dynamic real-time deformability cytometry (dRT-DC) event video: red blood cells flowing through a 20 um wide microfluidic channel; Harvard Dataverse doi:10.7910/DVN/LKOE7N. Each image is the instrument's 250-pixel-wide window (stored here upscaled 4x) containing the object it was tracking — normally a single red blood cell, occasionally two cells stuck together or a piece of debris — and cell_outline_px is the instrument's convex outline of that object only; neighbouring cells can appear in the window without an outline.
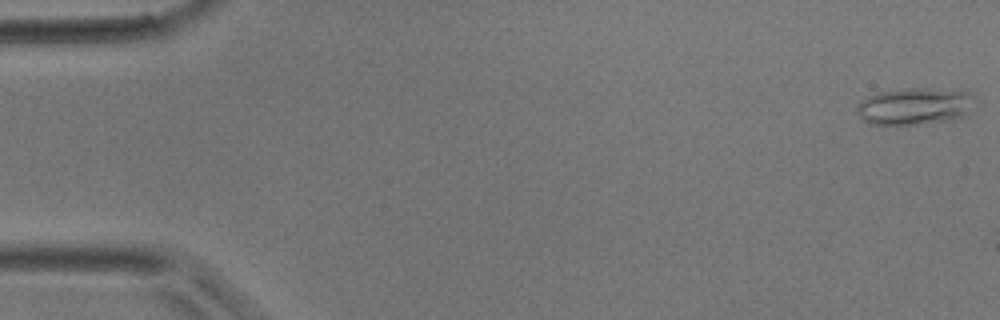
{"species": "common noctule bat (a hibernating species)", "species_latin": "Nyctalus noctula", "temperature_condition": "room temperature", "stored_images_in_passage": 34, "camera_frame_rate_fps": 3000, "um_per_image_px": 0.085, "animal": {"sex": "male", "body_mass_g": 17.9}, "frame": {"image": 1, "passage_image": 1, "time_ms": 0.0, "image_size_px": [1000, 320], "cell_outline_px": [[968, 92], [964, 112], [960, 116], [944, 120], [916, 124], [872, 124], [864, 120], [856, 112], [856, 104], [860, 100], [876, 92], [904, 88], [928, 88]], "centroid_in_image_um": [77.5, 9.01], "position_along_channel_um": 7.5, "area_um2": 24.22}}
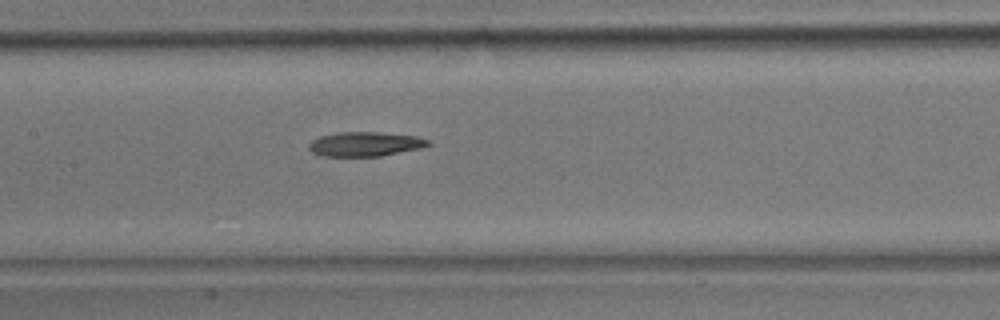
{"frame": {"image": 2, "passage_image": 18, "time_ms": 5.667, "image_size_px": [1000, 320], "cell_outline_px": [[432, 144], [420, 148], [380, 156], [320, 156], [312, 152], [308, 148], [308, 144], [312, 140], [320, 136], [336, 132], [376, 132], [416, 136], [428, 140]], "centroid_in_image_um": [30.99, 12.24], "position_along_channel_um": 176.4, "area_um2": 16.94}}
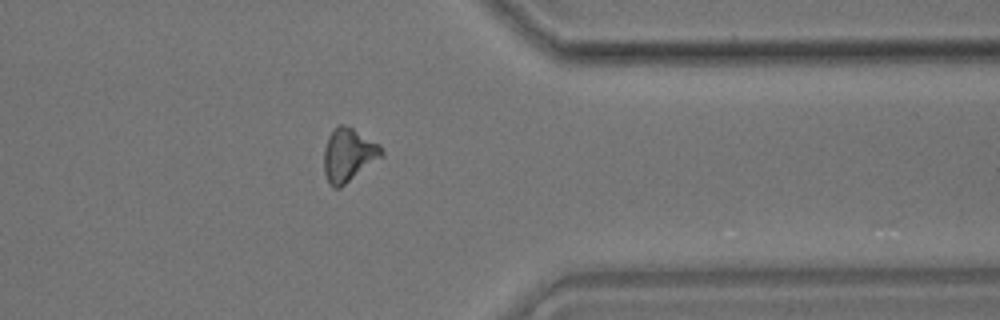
{"frame": {"image": 3, "passage_image": 30, "time_ms": 9.667, "image_size_px": [1000, 320], "cell_outline_px": [[384, 156], [340, 188], [332, 188], [328, 184], [324, 172], [324, 148], [328, 136], [340, 124], [344, 124], [352, 128], [380, 144], [384, 152]], "centroid_in_image_um": [29.63, 13.2], "position_along_channel_um": 381.8, "area_um2": 18.03}}